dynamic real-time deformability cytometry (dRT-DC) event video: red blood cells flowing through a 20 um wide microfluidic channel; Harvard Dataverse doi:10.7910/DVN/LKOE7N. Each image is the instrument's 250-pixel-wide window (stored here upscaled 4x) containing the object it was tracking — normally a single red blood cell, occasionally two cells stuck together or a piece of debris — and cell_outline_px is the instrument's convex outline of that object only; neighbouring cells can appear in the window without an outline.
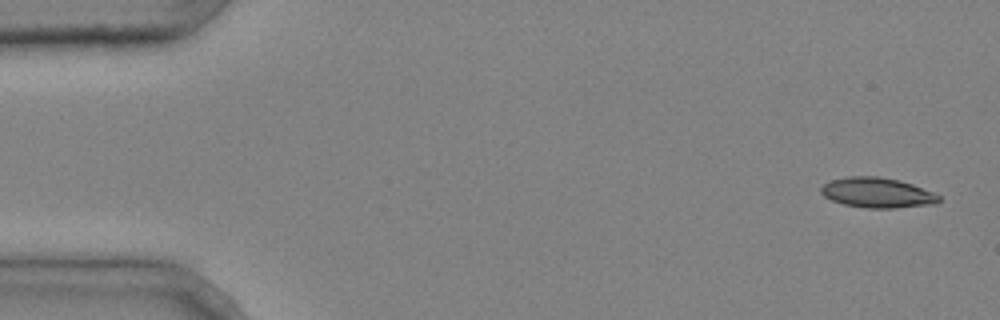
{"species": "common noctule bat (a hibernating species)", "species_latin": "Nyctalus noctula", "temperature_condition": "cold", "stored_images_in_passage": 3, "camera_frame_rate_fps": 3000, "um_per_image_px": 0.085, "animal": {"sex": "male", "body_mass_g": 20.4}, "frame": {"image": 1, "passage_image": 1, "time_ms": 0.0, "image_size_px": [1000, 320], "cell_outline_px": [[940, 200], [936, 204], [896, 208], [864, 208], [844, 204], [832, 200], [824, 196], [820, 192], [820, 188], [824, 184], [832, 180], [848, 176], [880, 176], [900, 180], [912, 184], [932, 192], [940, 196]], "centroid_in_image_um": [74.57, 16.38], "position_along_channel_um": 10.4, "area_um2": 20.75}}
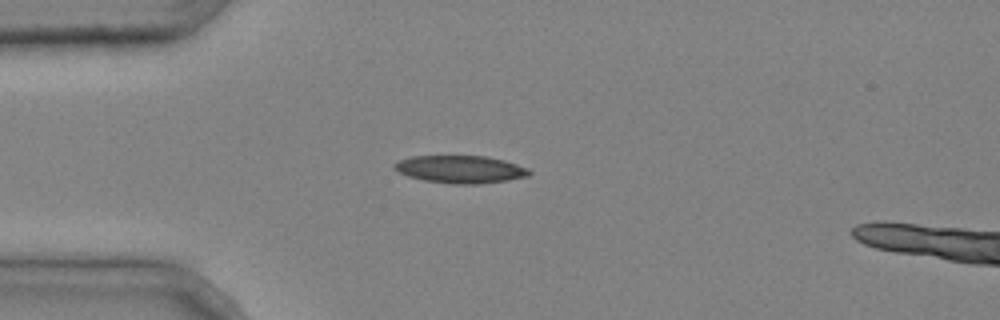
{"frame": {"image": 2, "passage_image": 3, "time_ms": 0.667, "image_size_px": [1000, 320], "cell_outline_px": [[532, 172], [528, 176], [508, 180], [480, 184], [452, 184], [424, 180], [408, 176], [392, 168], [392, 164], [400, 160], [412, 156], [488, 156], [504, 160], [528, 168]], "centroid_in_image_um": [39.14, 14.39], "position_along_channel_um": 45.9, "area_um2": 21.73}}